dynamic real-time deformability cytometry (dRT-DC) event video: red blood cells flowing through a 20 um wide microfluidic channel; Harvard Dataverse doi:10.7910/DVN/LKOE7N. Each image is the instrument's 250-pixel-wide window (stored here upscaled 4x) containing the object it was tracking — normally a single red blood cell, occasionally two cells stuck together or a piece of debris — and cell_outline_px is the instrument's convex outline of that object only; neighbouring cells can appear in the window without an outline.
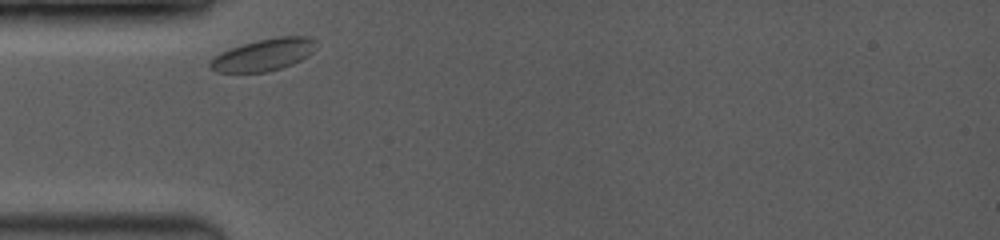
{"species": "common noctule bat (a hibernating species)", "species_latin": "Nyctalus noctula", "temperature_condition": "room temperature", "stored_images_in_passage": 19, "camera_frame_rate_fps": 3500, "um_per_image_px": 0.085, "animal": {"sex": "female", "body_mass_g": 19.0, "forearm_length_mm": 53.3}, "frame": {"image": 1, "passage_image": 1, "time_ms": 0.0, "image_size_px": [1000, 240], "cell_outline_px": [[316, 48], [308, 56], [292, 64], [268, 72], [216, 72], [208, 64], [220, 52], [256, 40], [280, 36], [312, 36], [316, 40]], "centroid_in_image_um": [22.46, 4.64], "position_along_channel_um": 62.5, "area_um2": 19.71}}
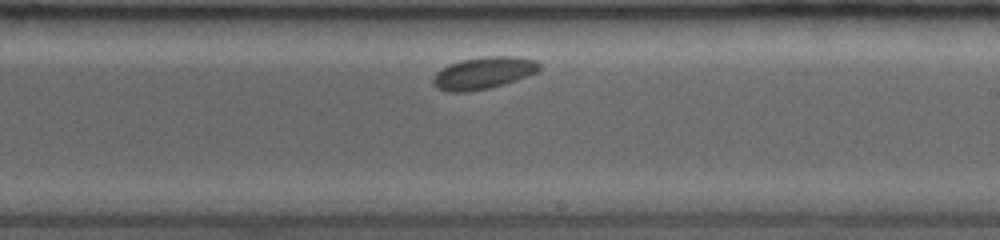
{"frame": {"image": 2, "passage_image": 11, "time_ms": 5.143, "image_size_px": [1000, 240], "cell_outline_px": [[544, 68], [536, 72], [516, 80], [504, 84], [488, 88], [468, 92], [448, 92], [436, 88], [432, 84], [432, 76], [440, 68], [448, 64], [460, 60], [484, 56], [516, 56], [536, 60]], "centroid_in_image_um": [41.06, 6.2], "position_along_channel_um": 247.9, "area_um2": 20.23}}
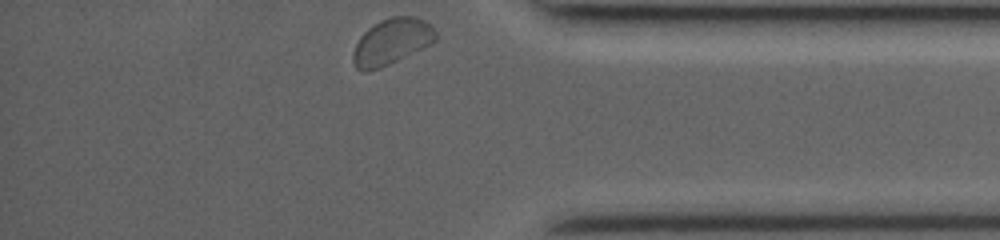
{"frame": {"image": 3, "passage_image": 19, "time_ms": 9.429, "image_size_px": [1000, 240], "cell_outline_px": [[436, 40], [432, 44], [380, 68], [364, 72], [356, 68], [352, 60], [352, 56], [356, 44], [360, 36], [368, 28], [380, 20], [392, 16], [416, 16], [432, 24], [436, 32]], "centroid_in_image_um": [33.31, 3.52], "position_along_channel_um": 401.9, "area_um2": 22.25}}